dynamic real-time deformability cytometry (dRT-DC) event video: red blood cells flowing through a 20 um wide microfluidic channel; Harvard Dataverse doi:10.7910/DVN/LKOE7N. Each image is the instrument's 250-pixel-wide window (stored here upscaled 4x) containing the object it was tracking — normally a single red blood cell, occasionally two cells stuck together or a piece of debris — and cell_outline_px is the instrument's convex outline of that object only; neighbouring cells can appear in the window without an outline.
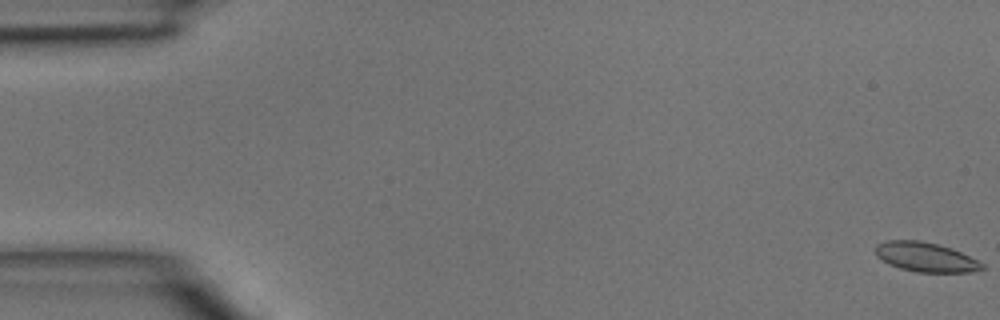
{"species": "common noctule bat (a hibernating species)", "species_latin": "Nyctalus noctula", "temperature_condition": "room temperature", "stored_images_in_passage": 47, "camera_frame_rate_fps": 3000, "um_per_image_px": 0.085, "animal": {"sex": "male", "body_mass_g": 15.6}, "frame": {"image": 1, "passage_image": 1, "time_ms": 0.0, "image_size_px": [1000, 320], "cell_outline_px": [[984, 268], [968, 272], [916, 272], [900, 268], [888, 264], [876, 256], [876, 244], [888, 240], [920, 240], [952, 248], [984, 264]], "centroid_in_image_um": [78.64, 21.85], "position_along_channel_um": 6.4, "area_um2": 18.15}}
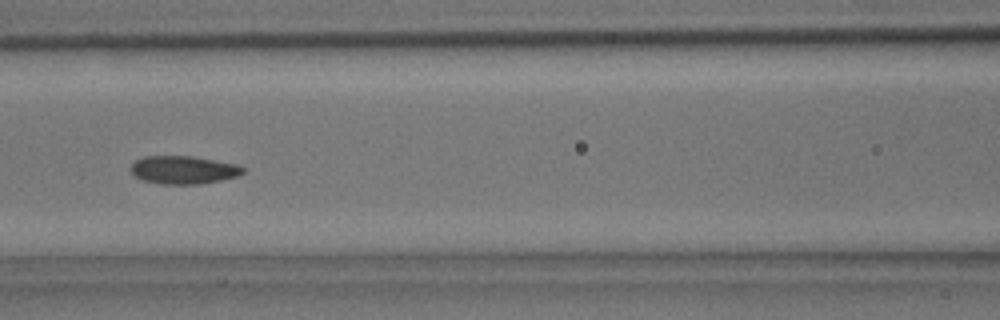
{"frame": {"image": 2, "passage_image": 21, "time_ms": 6.667, "image_size_px": [1000, 320], "cell_outline_px": [[244, 172], [236, 176], [220, 180], [200, 184], [160, 184], [144, 180], [132, 176], [132, 164], [136, 160], [144, 156], [192, 156], [240, 164], [244, 168]], "centroid_in_image_um": [15.61, 14.43], "position_along_channel_um": 151.0, "area_um2": 18.38}}
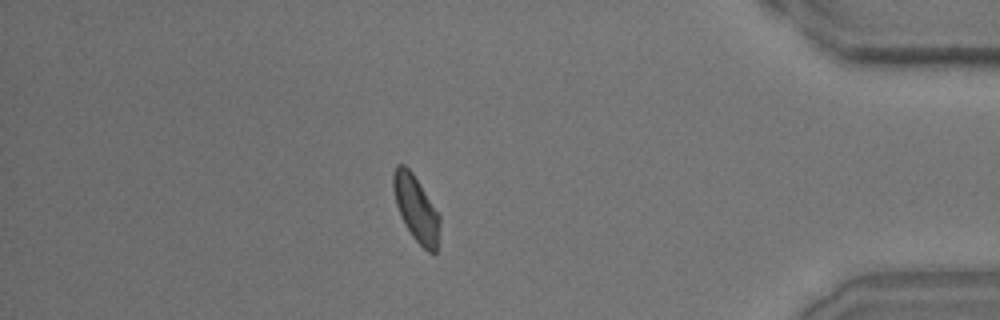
{"frame": {"image": 3, "passage_image": 41, "time_ms": 13.333, "image_size_px": [1000, 320], "cell_outline_px": [[440, 224], [436, 252], [428, 252], [412, 236], [400, 216], [396, 204], [392, 188], [392, 176], [396, 164], [404, 164], [412, 172], [440, 212]], "centroid_in_image_um": [35.37, 17.69], "position_along_channel_um": 399.8, "area_um2": 18.03}}